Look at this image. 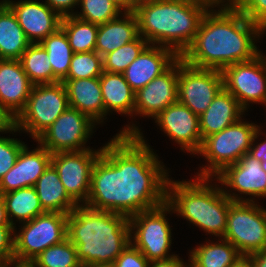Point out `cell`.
Instances as JSON below:
<instances>
[{"mask_svg": "<svg viewBox=\"0 0 266 267\" xmlns=\"http://www.w3.org/2000/svg\"><path fill=\"white\" fill-rule=\"evenodd\" d=\"M111 3L115 4L120 10L126 12H134L136 1L137 0H108Z\"/></svg>", "mask_w": 266, "mask_h": 267, "instance_id": "obj_46", "label": "cell"}, {"mask_svg": "<svg viewBox=\"0 0 266 267\" xmlns=\"http://www.w3.org/2000/svg\"><path fill=\"white\" fill-rule=\"evenodd\" d=\"M150 261L131 243L115 259L113 267H149Z\"/></svg>", "mask_w": 266, "mask_h": 267, "instance_id": "obj_40", "label": "cell"}, {"mask_svg": "<svg viewBox=\"0 0 266 267\" xmlns=\"http://www.w3.org/2000/svg\"><path fill=\"white\" fill-rule=\"evenodd\" d=\"M221 71L195 68L178 58V101L200 116L223 89Z\"/></svg>", "mask_w": 266, "mask_h": 267, "instance_id": "obj_11", "label": "cell"}, {"mask_svg": "<svg viewBox=\"0 0 266 267\" xmlns=\"http://www.w3.org/2000/svg\"><path fill=\"white\" fill-rule=\"evenodd\" d=\"M213 6L218 5L207 0H137L134 13L139 35L149 45L169 48L181 57L194 41L203 16Z\"/></svg>", "mask_w": 266, "mask_h": 267, "instance_id": "obj_3", "label": "cell"}, {"mask_svg": "<svg viewBox=\"0 0 266 267\" xmlns=\"http://www.w3.org/2000/svg\"><path fill=\"white\" fill-rule=\"evenodd\" d=\"M219 242H208L190 251L189 267H236L244 259L231 242L222 238Z\"/></svg>", "mask_w": 266, "mask_h": 267, "instance_id": "obj_28", "label": "cell"}, {"mask_svg": "<svg viewBox=\"0 0 266 267\" xmlns=\"http://www.w3.org/2000/svg\"><path fill=\"white\" fill-rule=\"evenodd\" d=\"M100 87L107 113L116 111L119 114L133 116L135 107V91L125 80L123 73H111L103 71L99 77Z\"/></svg>", "mask_w": 266, "mask_h": 267, "instance_id": "obj_26", "label": "cell"}, {"mask_svg": "<svg viewBox=\"0 0 266 267\" xmlns=\"http://www.w3.org/2000/svg\"><path fill=\"white\" fill-rule=\"evenodd\" d=\"M69 107L62 81L33 85L24 110L15 119V127L37 139Z\"/></svg>", "mask_w": 266, "mask_h": 267, "instance_id": "obj_7", "label": "cell"}, {"mask_svg": "<svg viewBox=\"0 0 266 267\" xmlns=\"http://www.w3.org/2000/svg\"><path fill=\"white\" fill-rule=\"evenodd\" d=\"M62 82L65 85L71 108L84 113L94 123L103 122L105 108L99 77L63 79Z\"/></svg>", "mask_w": 266, "mask_h": 267, "instance_id": "obj_22", "label": "cell"}, {"mask_svg": "<svg viewBox=\"0 0 266 267\" xmlns=\"http://www.w3.org/2000/svg\"><path fill=\"white\" fill-rule=\"evenodd\" d=\"M207 1L211 2L214 5H220V3L224 4L225 1H227L226 3H233L234 2V0H207Z\"/></svg>", "mask_w": 266, "mask_h": 267, "instance_id": "obj_49", "label": "cell"}, {"mask_svg": "<svg viewBox=\"0 0 266 267\" xmlns=\"http://www.w3.org/2000/svg\"><path fill=\"white\" fill-rule=\"evenodd\" d=\"M67 216L45 212L23 223L20 233L14 234V262L29 264L45 249L65 240Z\"/></svg>", "mask_w": 266, "mask_h": 267, "instance_id": "obj_10", "label": "cell"}, {"mask_svg": "<svg viewBox=\"0 0 266 267\" xmlns=\"http://www.w3.org/2000/svg\"><path fill=\"white\" fill-rule=\"evenodd\" d=\"M3 1L16 15L19 25L31 44H40L61 27L62 17L46 3L37 0H21L16 3L10 0Z\"/></svg>", "mask_w": 266, "mask_h": 267, "instance_id": "obj_17", "label": "cell"}, {"mask_svg": "<svg viewBox=\"0 0 266 267\" xmlns=\"http://www.w3.org/2000/svg\"><path fill=\"white\" fill-rule=\"evenodd\" d=\"M261 166L262 169L266 172V156H262Z\"/></svg>", "mask_w": 266, "mask_h": 267, "instance_id": "obj_52", "label": "cell"}, {"mask_svg": "<svg viewBox=\"0 0 266 267\" xmlns=\"http://www.w3.org/2000/svg\"><path fill=\"white\" fill-rule=\"evenodd\" d=\"M210 180L211 178L199 177L185 182L168 179L166 202L171 206L172 212H177L205 232L223 238L230 204L233 201L253 202V198L244 200L238 194L208 184Z\"/></svg>", "mask_w": 266, "mask_h": 267, "instance_id": "obj_5", "label": "cell"}, {"mask_svg": "<svg viewBox=\"0 0 266 267\" xmlns=\"http://www.w3.org/2000/svg\"><path fill=\"white\" fill-rule=\"evenodd\" d=\"M242 14L266 31V0H234Z\"/></svg>", "mask_w": 266, "mask_h": 267, "instance_id": "obj_38", "label": "cell"}, {"mask_svg": "<svg viewBox=\"0 0 266 267\" xmlns=\"http://www.w3.org/2000/svg\"><path fill=\"white\" fill-rule=\"evenodd\" d=\"M101 153L102 148L52 154L51 164L57 170L65 191L77 205L82 202L85 205L88 200L93 166Z\"/></svg>", "mask_w": 266, "mask_h": 267, "instance_id": "obj_14", "label": "cell"}, {"mask_svg": "<svg viewBox=\"0 0 266 267\" xmlns=\"http://www.w3.org/2000/svg\"><path fill=\"white\" fill-rule=\"evenodd\" d=\"M236 267H252L251 264L244 258Z\"/></svg>", "mask_w": 266, "mask_h": 267, "instance_id": "obj_51", "label": "cell"}, {"mask_svg": "<svg viewBox=\"0 0 266 267\" xmlns=\"http://www.w3.org/2000/svg\"><path fill=\"white\" fill-rule=\"evenodd\" d=\"M25 146L20 140L0 137V179L14 166Z\"/></svg>", "mask_w": 266, "mask_h": 267, "instance_id": "obj_37", "label": "cell"}, {"mask_svg": "<svg viewBox=\"0 0 266 267\" xmlns=\"http://www.w3.org/2000/svg\"><path fill=\"white\" fill-rule=\"evenodd\" d=\"M79 4L82 6V12L74 13V16L96 25L116 19L123 12L108 0H79Z\"/></svg>", "mask_w": 266, "mask_h": 267, "instance_id": "obj_36", "label": "cell"}, {"mask_svg": "<svg viewBox=\"0 0 266 267\" xmlns=\"http://www.w3.org/2000/svg\"><path fill=\"white\" fill-rule=\"evenodd\" d=\"M40 45L47 51L53 71V83L62 81L68 74L73 55L66 33L60 27L45 38Z\"/></svg>", "mask_w": 266, "mask_h": 267, "instance_id": "obj_30", "label": "cell"}, {"mask_svg": "<svg viewBox=\"0 0 266 267\" xmlns=\"http://www.w3.org/2000/svg\"><path fill=\"white\" fill-rule=\"evenodd\" d=\"M34 188L44 212L69 214L77 206L65 191L59 174L52 164L39 177Z\"/></svg>", "mask_w": 266, "mask_h": 267, "instance_id": "obj_25", "label": "cell"}, {"mask_svg": "<svg viewBox=\"0 0 266 267\" xmlns=\"http://www.w3.org/2000/svg\"><path fill=\"white\" fill-rule=\"evenodd\" d=\"M126 215L77 205L67 216V238L82 265H113L131 243Z\"/></svg>", "mask_w": 266, "mask_h": 267, "instance_id": "obj_4", "label": "cell"}, {"mask_svg": "<svg viewBox=\"0 0 266 267\" xmlns=\"http://www.w3.org/2000/svg\"><path fill=\"white\" fill-rule=\"evenodd\" d=\"M45 3L63 18L74 15V13L69 10L79 5V0H45Z\"/></svg>", "mask_w": 266, "mask_h": 267, "instance_id": "obj_41", "label": "cell"}, {"mask_svg": "<svg viewBox=\"0 0 266 267\" xmlns=\"http://www.w3.org/2000/svg\"><path fill=\"white\" fill-rule=\"evenodd\" d=\"M220 6L224 7L218 12L208 9L203 16L194 41L181 56L186 64L222 71L260 54L254 40L265 30L246 18L234 3Z\"/></svg>", "mask_w": 266, "mask_h": 267, "instance_id": "obj_2", "label": "cell"}, {"mask_svg": "<svg viewBox=\"0 0 266 267\" xmlns=\"http://www.w3.org/2000/svg\"><path fill=\"white\" fill-rule=\"evenodd\" d=\"M98 27L74 15L63 17L61 21V28L68 37L73 53L95 51Z\"/></svg>", "mask_w": 266, "mask_h": 267, "instance_id": "obj_31", "label": "cell"}, {"mask_svg": "<svg viewBox=\"0 0 266 267\" xmlns=\"http://www.w3.org/2000/svg\"><path fill=\"white\" fill-rule=\"evenodd\" d=\"M17 132L15 127V119L0 103V132Z\"/></svg>", "mask_w": 266, "mask_h": 267, "instance_id": "obj_42", "label": "cell"}, {"mask_svg": "<svg viewBox=\"0 0 266 267\" xmlns=\"http://www.w3.org/2000/svg\"><path fill=\"white\" fill-rule=\"evenodd\" d=\"M223 87L246 110L248 102H266V58L261 53L245 62L225 67L222 71Z\"/></svg>", "mask_w": 266, "mask_h": 267, "instance_id": "obj_12", "label": "cell"}, {"mask_svg": "<svg viewBox=\"0 0 266 267\" xmlns=\"http://www.w3.org/2000/svg\"><path fill=\"white\" fill-rule=\"evenodd\" d=\"M120 17L99 25L95 52L101 57L124 46L139 35L138 20L134 12L121 13Z\"/></svg>", "mask_w": 266, "mask_h": 267, "instance_id": "obj_24", "label": "cell"}, {"mask_svg": "<svg viewBox=\"0 0 266 267\" xmlns=\"http://www.w3.org/2000/svg\"><path fill=\"white\" fill-rule=\"evenodd\" d=\"M148 45L149 43L139 36L136 40L107 53L103 56V71L123 73Z\"/></svg>", "mask_w": 266, "mask_h": 267, "instance_id": "obj_34", "label": "cell"}, {"mask_svg": "<svg viewBox=\"0 0 266 267\" xmlns=\"http://www.w3.org/2000/svg\"><path fill=\"white\" fill-rule=\"evenodd\" d=\"M170 211H172L171 206L165 202L158 207L141 211L129 217L130 238L134 239L133 242L131 240V244L150 262L175 256L174 254L168 255L171 250L172 236L171 227L165 214ZM133 230L136 231L133 232Z\"/></svg>", "mask_w": 266, "mask_h": 267, "instance_id": "obj_9", "label": "cell"}, {"mask_svg": "<svg viewBox=\"0 0 266 267\" xmlns=\"http://www.w3.org/2000/svg\"><path fill=\"white\" fill-rule=\"evenodd\" d=\"M179 56L171 49L148 45L123 72L125 80L136 92L164 73Z\"/></svg>", "mask_w": 266, "mask_h": 267, "instance_id": "obj_20", "label": "cell"}, {"mask_svg": "<svg viewBox=\"0 0 266 267\" xmlns=\"http://www.w3.org/2000/svg\"><path fill=\"white\" fill-rule=\"evenodd\" d=\"M129 126L102 147L85 204L128 218L165 203L169 179L165 165L145 142L140 129L135 124Z\"/></svg>", "mask_w": 266, "mask_h": 267, "instance_id": "obj_1", "label": "cell"}, {"mask_svg": "<svg viewBox=\"0 0 266 267\" xmlns=\"http://www.w3.org/2000/svg\"><path fill=\"white\" fill-rule=\"evenodd\" d=\"M32 267H81L76 247L68 238L45 249L30 263Z\"/></svg>", "mask_w": 266, "mask_h": 267, "instance_id": "obj_33", "label": "cell"}, {"mask_svg": "<svg viewBox=\"0 0 266 267\" xmlns=\"http://www.w3.org/2000/svg\"><path fill=\"white\" fill-rule=\"evenodd\" d=\"M149 267H189V265L184 263L179 256L175 255L169 259L152 261Z\"/></svg>", "mask_w": 266, "mask_h": 267, "instance_id": "obj_44", "label": "cell"}, {"mask_svg": "<svg viewBox=\"0 0 266 267\" xmlns=\"http://www.w3.org/2000/svg\"><path fill=\"white\" fill-rule=\"evenodd\" d=\"M1 195L13 227L16 226L12 217L17 218L19 223H25L45 213L34 187L20 188Z\"/></svg>", "mask_w": 266, "mask_h": 267, "instance_id": "obj_29", "label": "cell"}, {"mask_svg": "<svg viewBox=\"0 0 266 267\" xmlns=\"http://www.w3.org/2000/svg\"><path fill=\"white\" fill-rule=\"evenodd\" d=\"M33 85L19 60L0 59V103L14 119L24 110Z\"/></svg>", "mask_w": 266, "mask_h": 267, "instance_id": "obj_19", "label": "cell"}, {"mask_svg": "<svg viewBox=\"0 0 266 267\" xmlns=\"http://www.w3.org/2000/svg\"><path fill=\"white\" fill-rule=\"evenodd\" d=\"M30 44L12 9L0 1V59L19 60Z\"/></svg>", "mask_w": 266, "mask_h": 267, "instance_id": "obj_27", "label": "cell"}, {"mask_svg": "<svg viewBox=\"0 0 266 267\" xmlns=\"http://www.w3.org/2000/svg\"><path fill=\"white\" fill-rule=\"evenodd\" d=\"M223 239L244 257L266 249V210L253 202L230 204Z\"/></svg>", "mask_w": 266, "mask_h": 267, "instance_id": "obj_8", "label": "cell"}, {"mask_svg": "<svg viewBox=\"0 0 266 267\" xmlns=\"http://www.w3.org/2000/svg\"><path fill=\"white\" fill-rule=\"evenodd\" d=\"M11 225L7 216L5 203L2 195L0 194V226Z\"/></svg>", "mask_w": 266, "mask_h": 267, "instance_id": "obj_47", "label": "cell"}, {"mask_svg": "<svg viewBox=\"0 0 266 267\" xmlns=\"http://www.w3.org/2000/svg\"><path fill=\"white\" fill-rule=\"evenodd\" d=\"M81 267H113V265H102V264H85Z\"/></svg>", "mask_w": 266, "mask_h": 267, "instance_id": "obj_50", "label": "cell"}, {"mask_svg": "<svg viewBox=\"0 0 266 267\" xmlns=\"http://www.w3.org/2000/svg\"><path fill=\"white\" fill-rule=\"evenodd\" d=\"M19 61L34 85L53 83L52 66L47 51L40 44H30Z\"/></svg>", "mask_w": 266, "mask_h": 267, "instance_id": "obj_32", "label": "cell"}, {"mask_svg": "<svg viewBox=\"0 0 266 267\" xmlns=\"http://www.w3.org/2000/svg\"><path fill=\"white\" fill-rule=\"evenodd\" d=\"M103 73V57L95 51L73 53L70 68L64 79L96 78Z\"/></svg>", "mask_w": 266, "mask_h": 267, "instance_id": "obj_35", "label": "cell"}, {"mask_svg": "<svg viewBox=\"0 0 266 267\" xmlns=\"http://www.w3.org/2000/svg\"><path fill=\"white\" fill-rule=\"evenodd\" d=\"M261 129L259 128L257 130V132L254 135L253 141H252V145L250 149H249V155L252 156L253 158L257 159L258 161L262 162V156H266V140H264L263 142L257 144L255 146L254 141L255 139H257V137L261 134L259 132Z\"/></svg>", "mask_w": 266, "mask_h": 267, "instance_id": "obj_43", "label": "cell"}, {"mask_svg": "<svg viewBox=\"0 0 266 267\" xmlns=\"http://www.w3.org/2000/svg\"><path fill=\"white\" fill-rule=\"evenodd\" d=\"M244 111L237 99L223 88L206 111L199 116L202 141L237 122Z\"/></svg>", "mask_w": 266, "mask_h": 267, "instance_id": "obj_23", "label": "cell"}, {"mask_svg": "<svg viewBox=\"0 0 266 267\" xmlns=\"http://www.w3.org/2000/svg\"><path fill=\"white\" fill-rule=\"evenodd\" d=\"M241 120L240 118L229 127L203 140L197 155L205 156L209 164L200 170L199 178L216 177L227 166L237 163L245 154L249 153L259 126Z\"/></svg>", "mask_w": 266, "mask_h": 267, "instance_id": "obj_6", "label": "cell"}, {"mask_svg": "<svg viewBox=\"0 0 266 267\" xmlns=\"http://www.w3.org/2000/svg\"><path fill=\"white\" fill-rule=\"evenodd\" d=\"M14 231L12 225L0 226V266L14 263Z\"/></svg>", "mask_w": 266, "mask_h": 267, "instance_id": "obj_39", "label": "cell"}, {"mask_svg": "<svg viewBox=\"0 0 266 267\" xmlns=\"http://www.w3.org/2000/svg\"><path fill=\"white\" fill-rule=\"evenodd\" d=\"M154 120L169 138L181 145V150L197 154L201 149L199 116L184 104L177 101L169 105Z\"/></svg>", "mask_w": 266, "mask_h": 267, "instance_id": "obj_15", "label": "cell"}, {"mask_svg": "<svg viewBox=\"0 0 266 267\" xmlns=\"http://www.w3.org/2000/svg\"><path fill=\"white\" fill-rule=\"evenodd\" d=\"M216 179L221 185L231 187L240 194L266 197V172L261 162L248 153L237 163L227 166Z\"/></svg>", "mask_w": 266, "mask_h": 267, "instance_id": "obj_21", "label": "cell"}, {"mask_svg": "<svg viewBox=\"0 0 266 267\" xmlns=\"http://www.w3.org/2000/svg\"><path fill=\"white\" fill-rule=\"evenodd\" d=\"M52 154L41 145L33 151L25 146L14 166L0 179V194L25 187H34L36 181L51 164Z\"/></svg>", "mask_w": 266, "mask_h": 267, "instance_id": "obj_18", "label": "cell"}, {"mask_svg": "<svg viewBox=\"0 0 266 267\" xmlns=\"http://www.w3.org/2000/svg\"><path fill=\"white\" fill-rule=\"evenodd\" d=\"M14 266V267H32L30 264L27 263H12V264H4L1 265L0 267H10V266Z\"/></svg>", "mask_w": 266, "mask_h": 267, "instance_id": "obj_48", "label": "cell"}, {"mask_svg": "<svg viewBox=\"0 0 266 267\" xmlns=\"http://www.w3.org/2000/svg\"><path fill=\"white\" fill-rule=\"evenodd\" d=\"M252 267H266V249L245 258Z\"/></svg>", "mask_w": 266, "mask_h": 267, "instance_id": "obj_45", "label": "cell"}, {"mask_svg": "<svg viewBox=\"0 0 266 267\" xmlns=\"http://www.w3.org/2000/svg\"><path fill=\"white\" fill-rule=\"evenodd\" d=\"M178 59L161 75L135 92L134 114L156 117L178 101Z\"/></svg>", "mask_w": 266, "mask_h": 267, "instance_id": "obj_16", "label": "cell"}, {"mask_svg": "<svg viewBox=\"0 0 266 267\" xmlns=\"http://www.w3.org/2000/svg\"><path fill=\"white\" fill-rule=\"evenodd\" d=\"M93 122L84 113L69 107L36 139V142L51 154L89 149L85 145L92 135L95 126Z\"/></svg>", "mask_w": 266, "mask_h": 267, "instance_id": "obj_13", "label": "cell"}]
</instances>
